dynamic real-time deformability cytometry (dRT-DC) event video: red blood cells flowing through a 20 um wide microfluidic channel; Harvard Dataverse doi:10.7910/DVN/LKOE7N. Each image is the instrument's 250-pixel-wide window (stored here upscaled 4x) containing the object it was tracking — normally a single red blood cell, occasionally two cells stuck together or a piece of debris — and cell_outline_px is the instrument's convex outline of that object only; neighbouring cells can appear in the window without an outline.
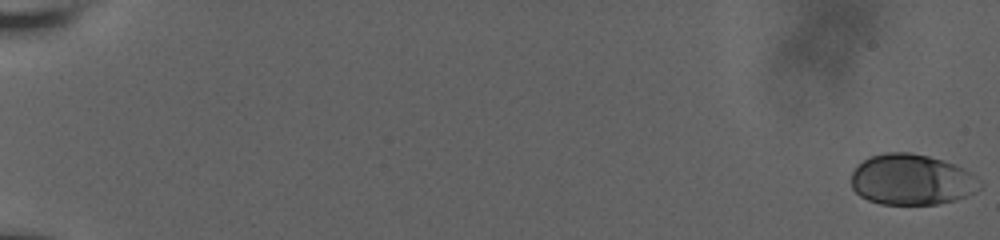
{"species": "human", "species_latin": "Homo sapiens", "temperature_condition": "room temperature", "stored_images_in_passage": 29, "camera_frame_rate_fps": 3000, "um_per_image_px": 0.085, "donor": {"sex": "male"}, "frame": {"image": 1, "passage_image": 1, "time_ms": 0.0, "image_size_px": [1000, 240], "cell_outline_px": [[980, 188], [976, 192], [956, 200], [936, 204], [880, 204], [868, 200], [860, 196], [852, 188], [852, 172], [864, 160], [872, 156], [888, 152], [912, 152], [928, 156], [956, 164], [964, 168], [976, 176]], "centroid_in_image_um": [77.5, 15.27], "position_along_channel_um": 7.5, "area_um2": 37.97}}
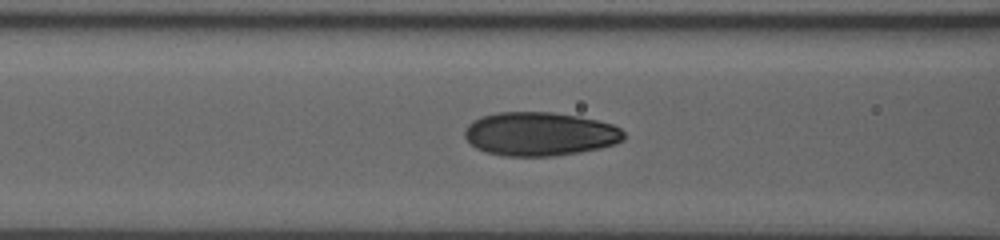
{"frame": {"image": 2, "passage_image": 21, "time_ms": 9.0, "image_size_px": [1000, 240], "cell_outline_px": [[624, 140], [616, 144], [600, 148], [580, 152], [552, 156], [504, 156], [488, 152], [476, 148], [464, 136], [464, 132], [468, 124], [484, 116], [500, 112], [552, 112], [576, 116], [596, 120], [612, 124], [620, 128], [624, 132]], "centroid_in_image_um": [45.91, 11.39], "position_along_channel_um": 120.7, "area_um2": 40.34}}
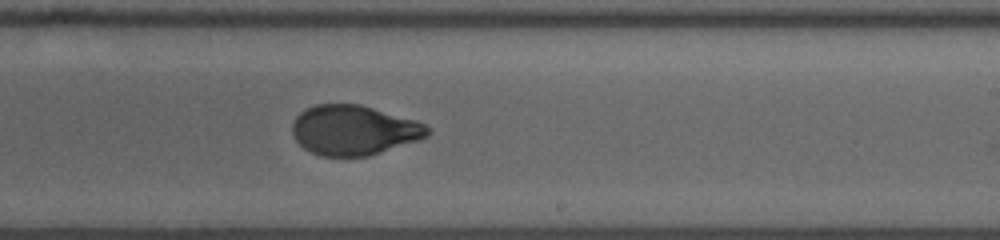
{"frame": {"image": 3, "passage_image": 29, "time_ms": 12.667, "image_size_px": [1000, 240], "cell_outline_px": [[432, 132], [428, 136], [420, 140], [368, 156], [320, 156], [304, 148], [292, 136], [292, 124], [296, 116], [300, 112], [316, 104], [360, 104], [416, 120], [424, 124]], "centroid_in_image_um": [30.08, 11.06], "position_along_channel_um": 258.9, "area_um2": 39.36}}